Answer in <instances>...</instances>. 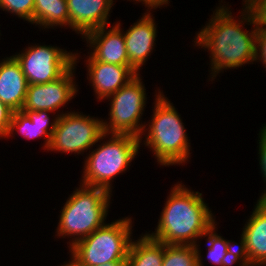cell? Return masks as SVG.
Masks as SVG:
<instances>
[{
	"mask_svg": "<svg viewBox=\"0 0 266 266\" xmlns=\"http://www.w3.org/2000/svg\"><path fill=\"white\" fill-rule=\"evenodd\" d=\"M206 22L200 28L194 39V48H203L209 52L210 78L216 79L219 73L229 69L244 67L245 64H254L256 58V32L257 25L251 12L243 5L240 13L241 18L233 16L230 7L220 1ZM251 25L250 31L244 30L245 24Z\"/></svg>",
	"mask_w": 266,
	"mask_h": 266,
	"instance_id": "6da1fadb",
	"label": "cell"
},
{
	"mask_svg": "<svg viewBox=\"0 0 266 266\" xmlns=\"http://www.w3.org/2000/svg\"><path fill=\"white\" fill-rule=\"evenodd\" d=\"M155 231L146 234L167 245L195 246L216 222L202 193L177 182L170 189Z\"/></svg>",
	"mask_w": 266,
	"mask_h": 266,
	"instance_id": "7a4b0ae2",
	"label": "cell"
},
{
	"mask_svg": "<svg viewBox=\"0 0 266 266\" xmlns=\"http://www.w3.org/2000/svg\"><path fill=\"white\" fill-rule=\"evenodd\" d=\"M154 96V105L151 107L153 114L139 137L140 143L143 142L144 146L151 149L158 162L157 165L165 167L184 165L189 162L191 155V143L185 124L162 90L157 89Z\"/></svg>",
	"mask_w": 266,
	"mask_h": 266,
	"instance_id": "3957f363",
	"label": "cell"
},
{
	"mask_svg": "<svg viewBox=\"0 0 266 266\" xmlns=\"http://www.w3.org/2000/svg\"><path fill=\"white\" fill-rule=\"evenodd\" d=\"M112 193L103 188L80 183L69 195L60 211L57 238H71L67 245L72 247L77 241L102 227L107 220ZM70 236V237H69Z\"/></svg>",
	"mask_w": 266,
	"mask_h": 266,
	"instance_id": "277c9868",
	"label": "cell"
},
{
	"mask_svg": "<svg viewBox=\"0 0 266 266\" xmlns=\"http://www.w3.org/2000/svg\"><path fill=\"white\" fill-rule=\"evenodd\" d=\"M98 142L100 145L95 144L94 147L98 146L85 157L80 183L112 193L114 178L128 170L142 144L130 134L105 133Z\"/></svg>",
	"mask_w": 266,
	"mask_h": 266,
	"instance_id": "5b68a950",
	"label": "cell"
},
{
	"mask_svg": "<svg viewBox=\"0 0 266 266\" xmlns=\"http://www.w3.org/2000/svg\"><path fill=\"white\" fill-rule=\"evenodd\" d=\"M131 217L105 223L92 234L69 248L70 259L63 265H104L108 262H127L133 240Z\"/></svg>",
	"mask_w": 266,
	"mask_h": 266,
	"instance_id": "8992f818",
	"label": "cell"
},
{
	"mask_svg": "<svg viewBox=\"0 0 266 266\" xmlns=\"http://www.w3.org/2000/svg\"><path fill=\"white\" fill-rule=\"evenodd\" d=\"M141 74L105 99L110 101L109 118L103 119L106 134H130L141 137L145 122L141 120L146 107L147 93Z\"/></svg>",
	"mask_w": 266,
	"mask_h": 266,
	"instance_id": "52a82bcc",
	"label": "cell"
},
{
	"mask_svg": "<svg viewBox=\"0 0 266 266\" xmlns=\"http://www.w3.org/2000/svg\"><path fill=\"white\" fill-rule=\"evenodd\" d=\"M104 134L102 118L70 110L59 116L47 152L87 155Z\"/></svg>",
	"mask_w": 266,
	"mask_h": 266,
	"instance_id": "ba28073f",
	"label": "cell"
},
{
	"mask_svg": "<svg viewBox=\"0 0 266 266\" xmlns=\"http://www.w3.org/2000/svg\"><path fill=\"white\" fill-rule=\"evenodd\" d=\"M22 51L13 56L20 63L28 85L55 81L74 65V53L58 46L35 44Z\"/></svg>",
	"mask_w": 266,
	"mask_h": 266,
	"instance_id": "9c48e42d",
	"label": "cell"
},
{
	"mask_svg": "<svg viewBox=\"0 0 266 266\" xmlns=\"http://www.w3.org/2000/svg\"><path fill=\"white\" fill-rule=\"evenodd\" d=\"M80 58L81 55L77 51L74 52V65L59 79L49 83L28 85L22 110L52 111L57 112L59 116L64 114L60 108L65 107L79 91L75 81V69Z\"/></svg>",
	"mask_w": 266,
	"mask_h": 266,
	"instance_id": "30bf717a",
	"label": "cell"
},
{
	"mask_svg": "<svg viewBox=\"0 0 266 266\" xmlns=\"http://www.w3.org/2000/svg\"><path fill=\"white\" fill-rule=\"evenodd\" d=\"M238 242L242 266H266V208L257 200Z\"/></svg>",
	"mask_w": 266,
	"mask_h": 266,
	"instance_id": "8fae6325",
	"label": "cell"
},
{
	"mask_svg": "<svg viewBox=\"0 0 266 266\" xmlns=\"http://www.w3.org/2000/svg\"><path fill=\"white\" fill-rule=\"evenodd\" d=\"M151 9L142 13L141 19L123 31L129 66L140 74L141 68L149 59L156 46L157 25Z\"/></svg>",
	"mask_w": 266,
	"mask_h": 266,
	"instance_id": "7c38bea8",
	"label": "cell"
},
{
	"mask_svg": "<svg viewBox=\"0 0 266 266\" xmlns=\"http://www.w3.org/2000/svg\"><path fill=\"white\" fill-rule=\"evenodd\" d=\"M119 22V23H118ZM88 32L83 38L97 61L129 66L125 38L120 21ZM115 24V25H114ZM110 27V28H108ZM108 29V30H107Z\"/></svg>",
	"mask_w": 266,
	"mask_h": 266,
	"instance_id": "4fadbf2b",
	"label": "cell"
},
{
	"mask_svg": "<svg viewBox=\"0 0 266 266\" xmlns=\"http://www.w3.org/2000/svg\"><path fill=\"white\" fill-rule=\"evenodd\" d=\"M86 59V77L99 101L105 100L138 75L130 66L97 61L89 52Z\"/></svg>",
	"mask_w": 266,
	"mask_h": 266,
	"instance_id": "5bb4252c",
	"label": "cell"
},
{
	"mask_svg": "<svg viewBox=\"0 0 266 266\" xmlns=\"http://www.w3.org/2000/svg\"><path fill=\"white\" fill-rule=\"evenodd\" d=\"M69 28L82 38L90 31L110 26V11L114 0H66Z\"/></svg>",
	"mask_w": 266,
	"mask_h": 266,
	"instance_id": "9a60e30c",
	"label": "cell"
},
{
	"mask_svg": "<svg viewBox=\"0 0 266 266\" xmlns=\"http://www.w3.org/2000/svg\"><path fill=\"white\" fill-rule=\"evenodd\" d=\"M50 113L54 114L52 119H50ZM58 118L59 115L52 111H14L6 138L8 139L9 137L10 139V137L15 136V132V134L19 133V136H23L26 140L41 139L43 137L45 142L42 145L43 150H48Z\"/></svg>",
	"mask_w": 266,
	"mask_h": 266,
	"instance_id": "2e32d148",
	"label": "cell"
},
{
	"mask_svg": "<svg viewBox=\"0 0 266 266\" xmlns=\"http://www.w3.org/2000/svg\"><path fill=\"white\" fill-rule=\"evenodd\" d=\"M28 82L20 63L12 55L0 60V101L12 111H21Z\"/></svg>",
	"mask_w": 266,
	"mask_h": 266,
	"instance_id": "e0dca14e",
	"label": "cell"
},
{
	"mask_svg": "<svg viewBox=\"0 0 266 266\" xmlns=\"http://www.w3.org/2000/svg\"><path fill=\"white\" fill-rule=\"evenodd\" d=\"M217 227L218 224L215 222L203 236V238L206 237L205 241L208 245L206 248L208 262L210 261L216 266H242L239 259L238 243L218 235Z\"/></svg>",
	"mask_w": 266,
	"mask_h": 266,
	"instance_id": "ac0fdd59",
	"label": "cell"
},
{
	"mask_svg": "<svg viewBox=\"0 0 266 266\" xmlns=\"http://www.w3.org/2000/svg\"><path fill=\"white\" fill-rule=\"evenodd\" d=\"M138 240L131 241L127 266H162L164 258V243L142 233Z\"/></svg>",
	"mask_w": 266,
	"mask_h": 266,
	"instance_id": "d6986e66",
	"label": "cell"
},
{
	"mask_svg": "<svg viewBox=\"0 0 266 266\" xmlns=\"http://www.w3.org/2000/svg\"><path fill=\"white\" fill-rule=\"evenodd\" d=\"M33 24L38 28L69 29V13L66 0H34Z\"/></svg>",
	"mask_w": 266,
	"mask_h": 266,
	"instance_id": "ffe728a7",
	"label": "cell"
},
{
	"mask_svg": "<svg viewBox=\"0 0 266 266\" xmlns=\"http://www.w3.org/2000/svg\"><path fill=\"white\" fill-rule=\"evenodd\" d=\"M199 242L191 245H167L164 243L162 266H204Z\"/></svg>",
	"mask_w": 266,
	"mask_h": 266,
	"instance_id": "44dd1931",
	"label": "cell"
},
{
	"mask_svg": "<svg viewBox=\"0 0 266 266\" xmlns=\"http://www.w3.org/2000/svg\"><path fill=\"white\" fill-rule=\"evenodd\" d=\"M0 9L33 24L34 0H0Z\"/></svg>",
	"mask_w": 266,
	"mask_h": 266,
	"instance_id": "7402d4cb",
	"label": "cell"
},
{
	"mask_svg": "<svg viewBox=\"0 0 266 266\" xmlns=\"http://www.w3.org/2000/svg\"><path fill=\"white\" fill-rule=\"evenodd\" d=\"M257 27L266 29V0H243Z\"/></svg>",
	"mask_w": 266,
	"mask_h": 266,
	"instance_id": "603a6c76",
	"label": "cell"
},
{
	"mask_svg": "<svg viewBox=\"0 0 266 266\" xmlns=\"http://www.w3.org/2000/svg\"><path fill=\"white\" fill-rule=\"evenodd\" d=\"M258 135V160L261 171L262 180L266 183V123L263 124ZM266 186V184H265Z\"/></svg>",
	"mask_w": 266,
	"mask_h": 266,
	"instance_id": "cb8c5ba5",
	"label": "cell"
},
{
	"mask_svg": "<svg viewBox=\"0 0 266 266\" xmlns=\"http://www.w3.org/2000/svg\"><path fill=\"white\" fill-rule=\"evenodd\" d=\"M259 61L266 69V29L257 27L255 62Z\"/></svg>",
	"mask_w": 266,
	"mask_h": 266,
	"instance_id": "d4e9b609",
	"label": "cell"
},
{
	"mask_svg": "<svg viewBox=\"0 0 266 266\" xmlns=\"http://www.w3.org/2000/svg\"><path fill=\"white\" fill-rule=\"evenodd\" d=\"M13 112L14 111L0 101V139H6Z\"/></svg>",
	"mask_w": 266,
	"mask_h": 266,
	"instance_id": "484cf974",
	"label": "cell"
},
{
	"mask_svg": "<svg viewBox=\"0 0 266 266\" xmlns=\"http://www.w3.org/2000/svg\"><path fill=\"white\" fill-rule=\"evenodd\" d=\"M135 3H142L145 8L147 9H156L161 8L163 6H168L170 3V0H135ZM168 4V5H167Z\"/></svg>",
	"mask_w": 266,
	"mask_h": 266,
	"instance_id": "4316f807",
	"label": "cell"
},
{
	"mask_svg": "<svg viewBox=\"0 0 266 266\" xmlns=\"http://www.w3.org/2000/svg\"><path fill=\"white\" fill-rule=\"evenodd\" d=\"M61 266H92V265H62L61 264ZM94 266H127V262H108L104 265H94Z\"/></svg>",
	"mask_w": 266,
	"mask_h": 266,
	"instance_id": "83f0119b",
	"label": "cell"
},
{
	"mask_svg": "<svg viewBox=\"0 0 266 266\" xmlns=\"http://www.w3.org/2000/svg\"><path fill=\"white\" fill-rule=\"evenodd\" d=\"M258 201L266 208V189L263 190L261 196H259Z\"/></svg>",
	"mask_w": 266,
	"mask_h": 266,
	"instance_id": "f1b7e54d",
	"label": "cell"
}]
</instances>
